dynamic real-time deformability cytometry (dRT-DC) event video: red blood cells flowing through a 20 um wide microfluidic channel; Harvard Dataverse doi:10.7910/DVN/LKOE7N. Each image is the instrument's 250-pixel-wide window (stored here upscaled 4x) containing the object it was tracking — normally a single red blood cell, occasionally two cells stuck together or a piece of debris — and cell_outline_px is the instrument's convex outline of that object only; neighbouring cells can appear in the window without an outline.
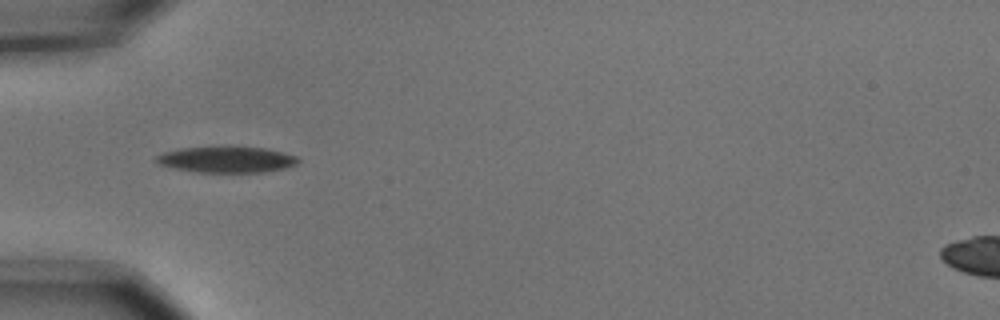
{"species": "common noctule bat (a hibernating species)", "species_latin": "Nyctalus noctula", "temperature_condition": "cold", "stored_images_in_passage": 6, "camera_frame_rate_fps": 3000, "um_per_image_px": 0.085, "animal": {"sex": "male", "body_mass_g": 15.6}, "frame": {"image": 1, "passage_image": 2, "time_ms": 0.333, "image_size_px": [1000, 320], "cell_outline_px": [[300, 160], [296, 164], [288, 168], [264, 172], [196, 172], [176, 168], [160, 164], [156, 160], [156, 156], [164, 152], [180, 148], [264, 148], [296, 156]], "centroid_in_image_um": [19.29, 13.58], "position_along_channel_um": 65.7, "area_um2": 20.92}}
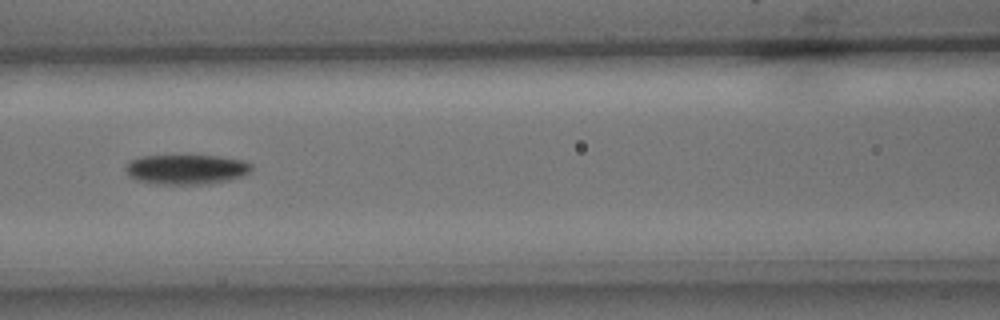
{"frame": {"image": 2, "passage_image": 4, "time_ms": 1.0, "image_size_px": [1000, 320], "cell_outline_px": [[252, 168], [244, 176], [228, 180], [208, 184], [152, 184], [136, 180], [128, 176], [124, 168], [128, 160], [140, 156], [220, 156], [244, 160], [252, 164]], "centroid_in_image_um": [15.8, 14.4], "position_along_channel_um": 150.8, "area_um2": 22.2}}
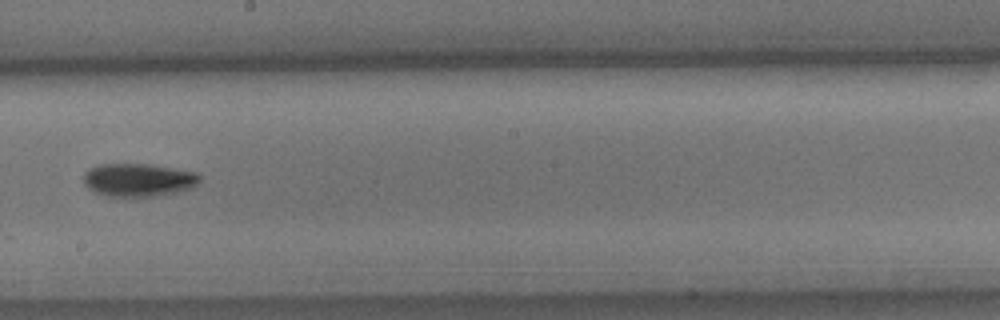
{"frame": {"image": 3, "passage_image": 6, "time_ms": 1.667, "image_size_px": [1000, 320], "cell_outline_px": [[200, 180], [192, 188], [176, 192], [156, 196], [112, 196], [96, 192], [88, 188], [84, 184], [84, 172], [88, 168], [100, 164], [148, 164], [196, 172], [200, 176]], "centroid_in_image_um": [11.75, 15.28], "position_along_channel_um": 236.4, "area_um2": 22.25}}